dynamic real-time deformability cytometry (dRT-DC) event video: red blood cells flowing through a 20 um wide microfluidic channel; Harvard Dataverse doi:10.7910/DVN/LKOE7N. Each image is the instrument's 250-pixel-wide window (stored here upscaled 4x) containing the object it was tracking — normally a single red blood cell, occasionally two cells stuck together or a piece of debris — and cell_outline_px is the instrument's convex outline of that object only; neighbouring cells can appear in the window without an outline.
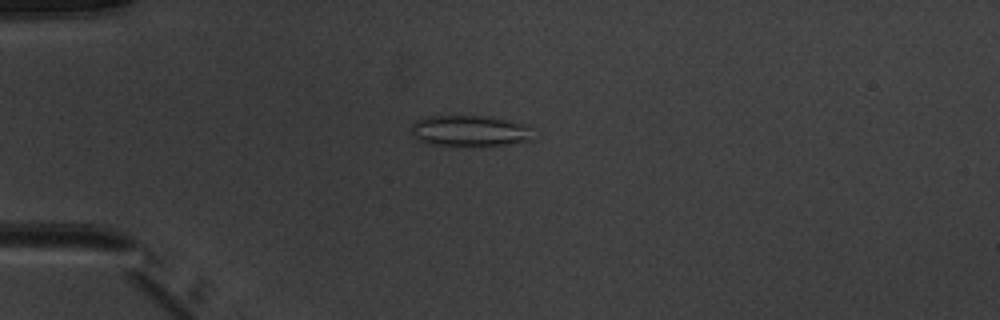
{"species": "common noctule bat (a hibernating species)", "species_latin": "Nyctalus noctula", "temperature_condition": "warm", "stored_images_in_passage": 6, "camera_frame_rate_fps": 3000, "um_per_image_px": 0.085, "animal": {"sex": "male", "body_mass_g": 20.1, "forearm_length_mm": 53.5}, "frame": {"image": 1, "passage_image": 4, "time_ms": 4.333, "image_size_px": [1000, 320], "cell_outline_px": [[532, 140], [504, 144], [428, 144], [416, 140], [412, 136], [412, 124], [416, 120], [428, 116], [488, 116], [528, 124]], "centroid_in_image_um": [39.89, 11.09], "position_along_channel_um": 45.1, "area_um2": 21.56}}
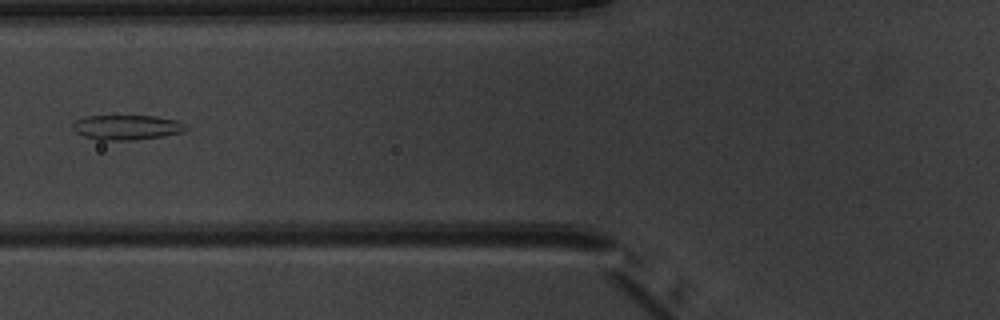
{"frame": {"image": 2, "passage_image": 6, "time_ms": 6.667, "image_size_px": [1000, 320], "cell_outline_px": [[188, 128], [184, 132], [164, 136], [132, 140], [96, 140], [84, 136], [76, 132], [72, 128], [72, 124], [76, 120], [84, 116], [156, 116], [176, 120], [188, 124]], "centroid_in_image_um": [10.8, 10.82], "position_along_channel_um": 115.0, "area_um2": 16.59}}